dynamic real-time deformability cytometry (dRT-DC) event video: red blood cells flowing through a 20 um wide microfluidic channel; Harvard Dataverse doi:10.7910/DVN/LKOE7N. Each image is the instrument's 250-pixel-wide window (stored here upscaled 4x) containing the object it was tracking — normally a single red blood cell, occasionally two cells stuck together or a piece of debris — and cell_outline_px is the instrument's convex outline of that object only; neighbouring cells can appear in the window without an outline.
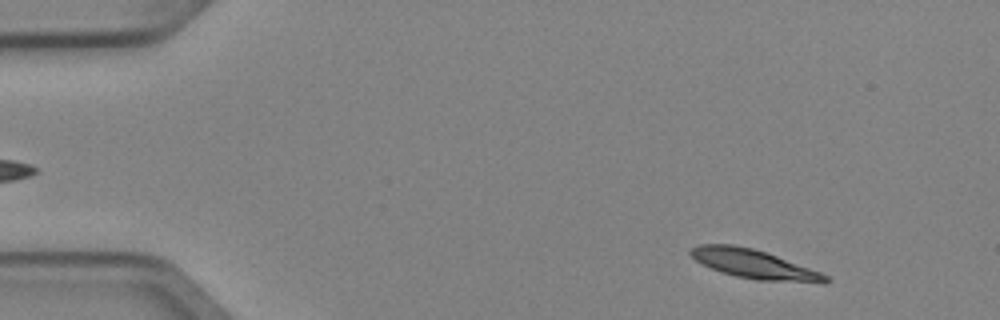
{"species": "Egyptian fruit bat (a non-hibernating species)", "species_latin": "Rousettus aegyptiacus", "temperature_condition": "cold", "stored_images_in_passage": 14, "camera_frame_rate_fps": 3000, "um_per_image_px": 0.085, "animal": {"sex": "female"}, "frame": {"image": 1, "passage_image": 4, "time_ms": 1.0, "image_size_px": [1000, 320], "cell_outline_px": [[832, 280], [824, 284], [756, 280], [736, 276], [712, 268], [696, 260], [688, 252], [692, 248], [700, 244], [732, 244], [752, 248], [776, 256], [820, 272], [828, 276]], "centroid_in_image_um": [64.15, 22.47], "position_along_channel_um": 20.8, "area_um2": 22.6}}